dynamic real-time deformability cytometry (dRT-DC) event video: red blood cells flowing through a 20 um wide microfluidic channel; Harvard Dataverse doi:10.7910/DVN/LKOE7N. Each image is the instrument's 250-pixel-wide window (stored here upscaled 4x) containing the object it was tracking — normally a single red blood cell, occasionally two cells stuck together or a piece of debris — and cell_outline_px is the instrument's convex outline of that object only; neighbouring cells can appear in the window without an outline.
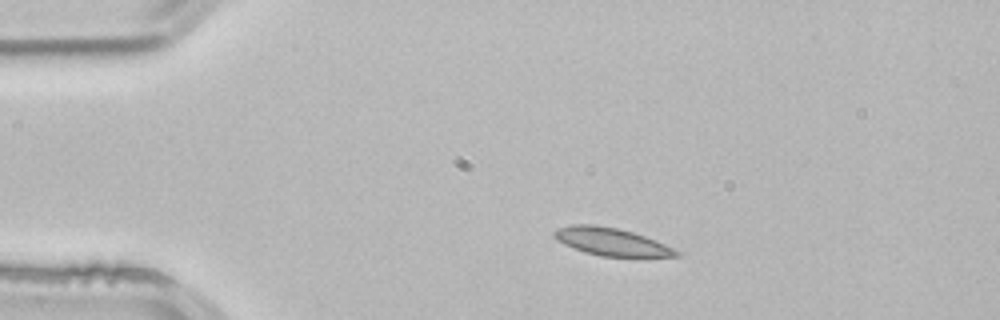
{"species": "common noctule bat (a hibernating species)", "species_latin": "Nyctalus noctula", "temperature_condition": "room temperature", "stored_images_in_passage": 3, "camera_frame_rate_fps": 3000, "um_per_image_px": 0.085, "animal": {"sex": "male", "body_mass_g": 21.5, "forearm_length_mm": 52.0}, "frame": {"image": 1, "passage_image": 1, "time_ms": 0.0, "image_size_px": [1000, 320], "cell_outline_px": [[680, 256], [644, 260], [640, 260], [600, 256], [584, 252], [564, 244], [556, 240], [552, 236], [552, 232], [556, 228], [572, 224], [592, 224], [620, 228], [656, 240], [680, 252]], "centroid_in_image_um": [52.04, 20.6], "position_along_channel_um": 33.0, "area_um2": 20.87}}